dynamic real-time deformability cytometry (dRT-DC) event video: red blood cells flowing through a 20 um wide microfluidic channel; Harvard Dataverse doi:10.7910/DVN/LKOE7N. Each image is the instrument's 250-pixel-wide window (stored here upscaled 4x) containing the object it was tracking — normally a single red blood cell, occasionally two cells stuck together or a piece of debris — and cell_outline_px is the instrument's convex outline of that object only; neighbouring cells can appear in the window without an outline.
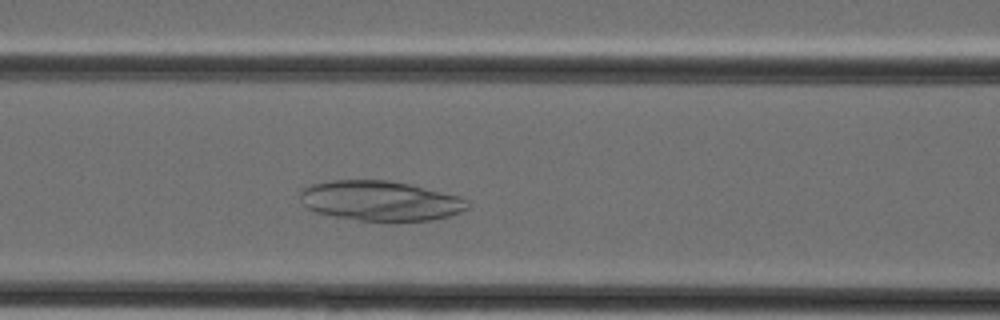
{"species": "Egyptian fruit bat (a non-hibernating species)", "species_latin": "Rousettus aegyptiacus", "temperature_condition": "cold", "stored_images_in_passage": 34, "camera_frame_rate_fps": 3000, "um_per_image_px": 0.085, "animal": {"sex": "female"}, "frame": {"image": 1, "passage_image": 11, "time_ms": 3.333, "image_size_px": [1000, 320], "cell_outline_px": [[468, 208], [460, 212], [448, 216], [432, 220], [360, 220], [332, 216], [316, 212], [308, 208], [300, 200], [300, 192], [304, 188], [312, 184], [332, 180], [388, 180], [408, 184], [460, 196], [468, 200]], "centroid_in_image_um": [32.31, 17.06], "position_along_channel_um": 134.3, "area_um2": 38.61}}
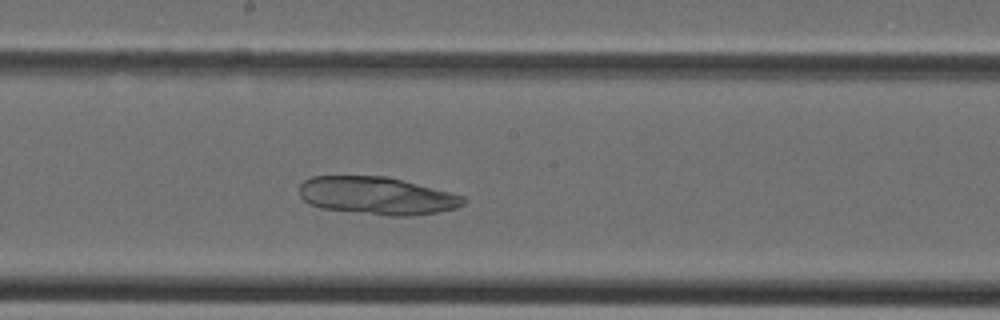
{"frame": {"image": 2, "passage_image": 16, "time_ms": 5.0, "image_size_px": [1000, 320], "cell_outline_px": [[468, 200], [464, 204], [456, 208], [436, 212], [412, 216], [388, 216], [320, 208], [308, 204], [300, 196], [300, 184], [304, 180], [312, 176], [388, 176], [464, 196]], "centroid_in_image_um": [32.03, 16.64], "position_along_channel_um": 216.2, "area_um2": 36.18}}
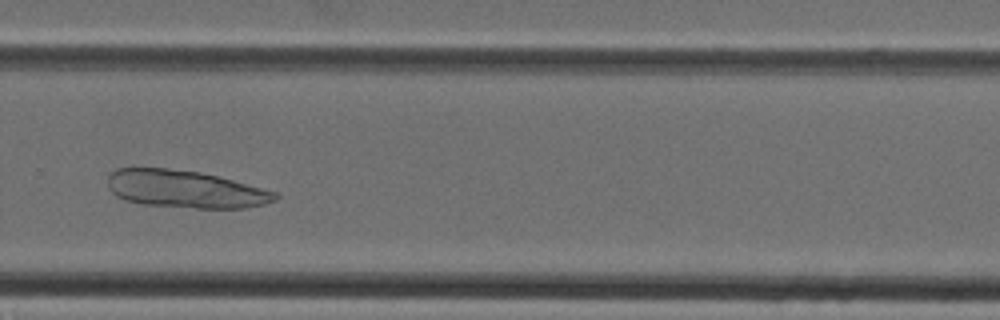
{"frame": {"image": 3, "passage_image": 22, "time_ms": 7.0, "image_size_px": [1000, 320], "cell_outline_px": [[280, 196], [276, 200], [264, 204], [248, 208], [196, 208], [144, 204], [124, 200], [116, 196], [108, 188], [108, 176], [116, 168], [164, 168], [200, 172], [232, 180], [276, 192]], "centroid_in_image_um": [15.73, 16.08], "position_along_channel_um": 314.1, "area_um2": 36.47}}